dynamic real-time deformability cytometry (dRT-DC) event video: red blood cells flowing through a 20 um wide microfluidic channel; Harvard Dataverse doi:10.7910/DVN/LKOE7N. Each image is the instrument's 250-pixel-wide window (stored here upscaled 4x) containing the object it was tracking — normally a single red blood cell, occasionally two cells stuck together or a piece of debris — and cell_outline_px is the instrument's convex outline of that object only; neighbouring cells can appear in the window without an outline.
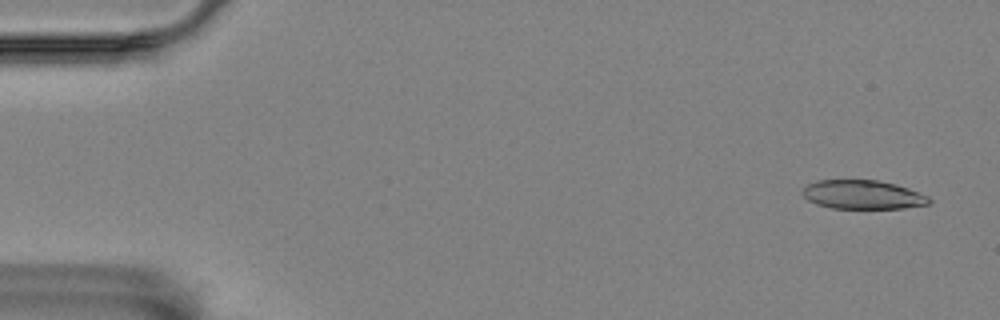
{"species": "Egyptian fruit bat (a non-hibernating species)", "species_latin": "Rousettus aegyptiacus", "temperature_condition": "room temperature", "stored_images_in_passage": 3, "camera_frame_rate_fps": 3000, "um_per_image_px": 0.085, "animal": {"sex": "female"}, "frame": {"image": 1, "passage_image": 1, "time_ms": 0.0, "image_size_px": [1000, 320], "cell_outline_px": [[932, 200], [928, 204], [904, 208], [832, 208], [816, 204], [808, 200], [800, 192], [808, 184], [816, 180], [876, 180], [896, 184], [908, 188], [928, 196]], "centroid_in_image_um": [73.32, 16.54], "position_along_channel_um": 11.7, "area_um2": 21.27}}